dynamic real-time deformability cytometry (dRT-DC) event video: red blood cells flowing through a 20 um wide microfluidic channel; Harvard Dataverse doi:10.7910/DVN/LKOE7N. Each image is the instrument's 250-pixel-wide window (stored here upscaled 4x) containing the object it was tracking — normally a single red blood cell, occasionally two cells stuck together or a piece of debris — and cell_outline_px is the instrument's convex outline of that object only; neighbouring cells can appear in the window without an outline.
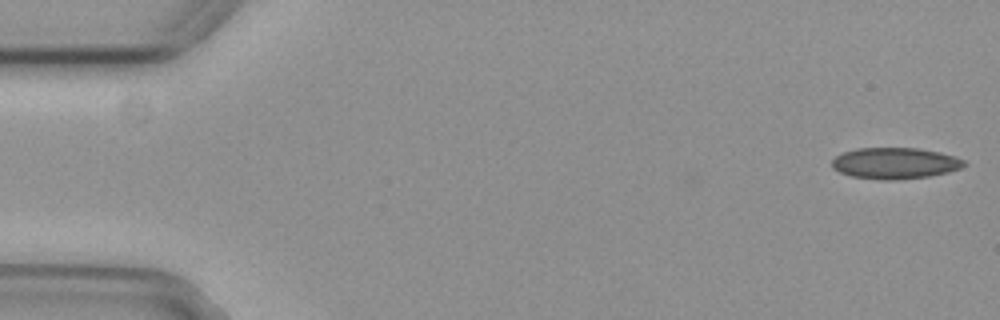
{"species": "common noctule bat (a hibernating species)", "species_latin": "Nyctalus noctula", "temperature_condition": "cold", "stored_images_in_passage": 7, "camera_frame_rate_fps": 3000, "um_per_image_px": 0.085, "animal": {"sex": "female", "body_mass_g": 29.2, "forearm_length_mm": 56.3}, "frame": {"image": 1, "passage_image": 1, "time_ms": 0.0, "image_size_px": [1000, 320], "cell_outline_px": [[964, 164], [960, 168], [948, 172], [928, 176], [900, 180], [880, 180], [852, 176], [840, 172], [832, 168], [832, 160], [836, 156], [844, 152], [856, 148], [920, 148], [940, 152], [956, 156], [964, 160]], "centroid_in_image_um": [76.07, 13.87], "position_along_channel_um": 8.9, "area_um2": 24.1}}